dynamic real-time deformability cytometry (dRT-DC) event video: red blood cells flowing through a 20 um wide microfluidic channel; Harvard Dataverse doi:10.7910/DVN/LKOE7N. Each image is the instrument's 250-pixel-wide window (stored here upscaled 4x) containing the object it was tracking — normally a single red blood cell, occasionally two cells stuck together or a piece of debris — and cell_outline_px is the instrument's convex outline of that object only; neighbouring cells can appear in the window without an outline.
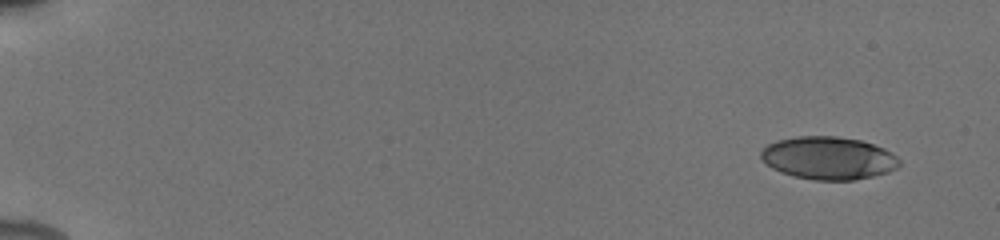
{"species": "human", "species_latin": "Homo sapiens", "temperature_condition": "cold", "stored_images_in_passage": 7, "camera_frame_rate_fps": 3000, "um_per_image_px": 0.085, "donor": {"sex": "male"}, "frame": {"image": 1, "passage_image": 1, "time_ms": 0.0, "image_size_px": [1000, 240], "cell_outline_px": [[900, 164], [896, 168], [888, 172], [856, 180], [812, 180], [792, 176], [780, 172], [772, 168], [760, 160], [760, 152], [768, 144], [776, 140], [796, 136], [836, 136], [860, 140], [884, 148], [892, 152], [900, 160]], "centroid_in_image_um": [70.39, 13.44], "position_along_channel_um": 14.6, "area_um2": 34.8}}
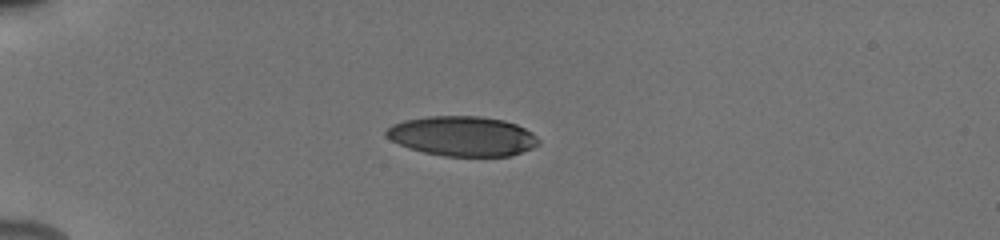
{"frame": {"image": 2, "passage_image": 5, "time_ms": 4.0, "image_size_px": [1000, 240], "cell_outline_px": [[540, 144], [532, 148], [512, 156], [444, 156], [424, 152], [408, 148], [384, 136], [384, 132], [392, 124], [404, 120], [428, 116], [480, 116], [504, 120], [516, 124], [532, 132], [540, 140]], "centroid_in_image_um": [39.32, 11.57], "position_along_channel_um": 45.7, "area_um2": 35.55}}